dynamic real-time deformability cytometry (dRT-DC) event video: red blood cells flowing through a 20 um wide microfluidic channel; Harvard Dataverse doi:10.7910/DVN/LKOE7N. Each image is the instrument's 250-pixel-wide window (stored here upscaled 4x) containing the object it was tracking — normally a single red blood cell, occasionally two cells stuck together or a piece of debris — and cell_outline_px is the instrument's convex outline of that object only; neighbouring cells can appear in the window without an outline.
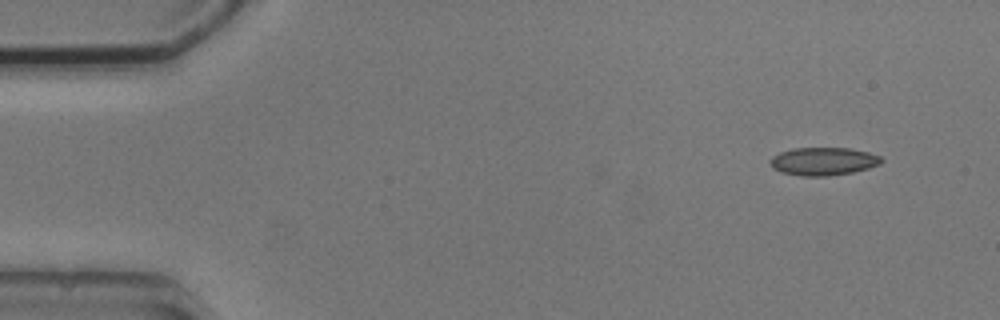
{"species": "common noctule bat (a hibernating species)", "species_latin": "Nyctalus noctula", "temperature_condition": "cold", "stored_images_in_passage": 4, "camera_frame_rate_fps": 3000, "um_per_image_px": 0.085, "animal": {"sex": "male", "body_mass_g": 20.5, "forearm_length_mm": 52.5}, "frame": {"image": 1, "passage_image": 1, "time_ms": 0.0, "image_size_px": [1000, 320], "cell_outline_px": [[884, 160], [880, 164], [868, 168], [852, 172], [828, 176], [800, 176], [780, 172], [772, 168], [768, 164], [768, 160], [772, 156], [780, 152], [792, 148], [848, 148], [868, 152], [880, 156]], "centroid_in_image_um": [69.93, 13.71], "position_along_channel_um": 15.1, "area_um2": 18.32}}
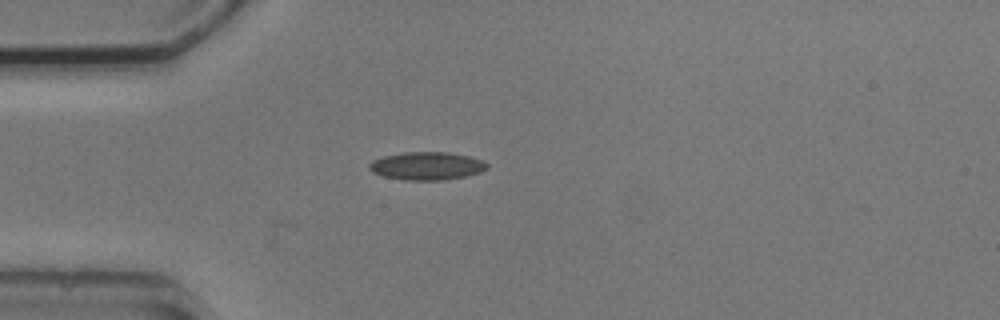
{"frame": {"image": 2, "passage_image": 3, "time_ms": 3.333, "image_size_px": [1000, 320], "cell_outline_px": [[488, 168], [480, 172], [464, 176], [444, 180], [404, 180], [384, 176], [372, 172], [368, 168], [368, 164], [372, 160], [384, 156], [404, 152], [448, 152], [468, 156], [484, 160], [488, 164]], "centroid_in_image_um": [36.27, 14.1], "position_along_channel_um": 48.7, "area_um2": 19.25}}